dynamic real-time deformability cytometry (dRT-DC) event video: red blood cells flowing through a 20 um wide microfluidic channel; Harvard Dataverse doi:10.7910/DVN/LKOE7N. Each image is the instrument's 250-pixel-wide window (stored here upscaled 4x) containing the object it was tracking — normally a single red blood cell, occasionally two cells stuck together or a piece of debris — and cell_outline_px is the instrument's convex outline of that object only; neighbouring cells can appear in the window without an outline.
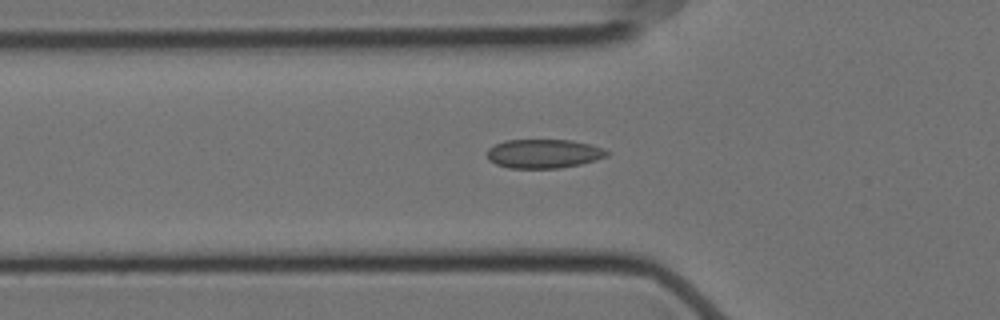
{"species": "Egyptian fruit bat (a non-hibernating species)", "species_latin": "Rousettus aegyptiacus", "temperature_condition": "cold", "stored_images_in_passage": 50, "camera_frame_rate_fps": 3000, "um_per_image_px": 0.085, "animal": {"sex": "female"}, "frame": {"image": 1, "passage_image": 17, "time_ms": 5.333, "image_size_px": [1000, 320], "cell_outline_px": [[608, 156], [596, 160], [580, 164], [560, 168], [508, 168], [496, 164], [488, 160], [488, 148], [504, 140], [572, 140], [604, 148], [608, 152]], "centroid_in_image_um": [46.21, 13.06], "position_along_channel_um": 79.6, "area_um2": 20.23}}
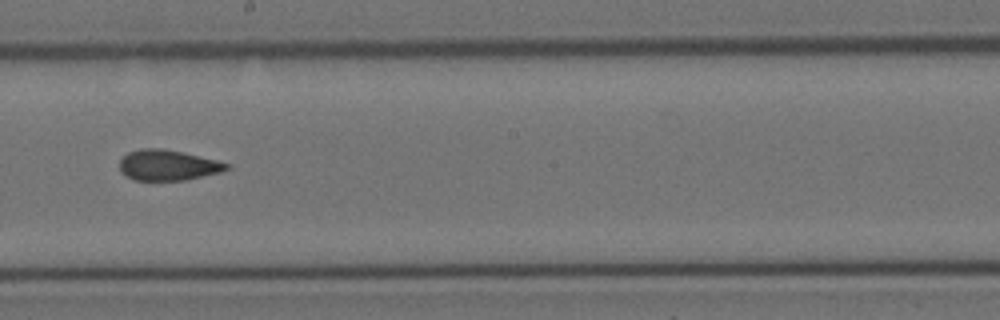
{"frame": {"image": 2, "passage_image": 30, "time_ms": 9.667, "image_size_px": [1000, 320], "cell_outline_px": [[232, 168], [220, 172], [184, 180], [132, 180], [120, 172], [120, 160], [128, 152], [140, 148], [160, 148], [184, 152], [232, 164]], "centroid_in_image_um": [14.28, 14.03], "position_along_channel_um": 233.9, "area_um2": 19.19}}
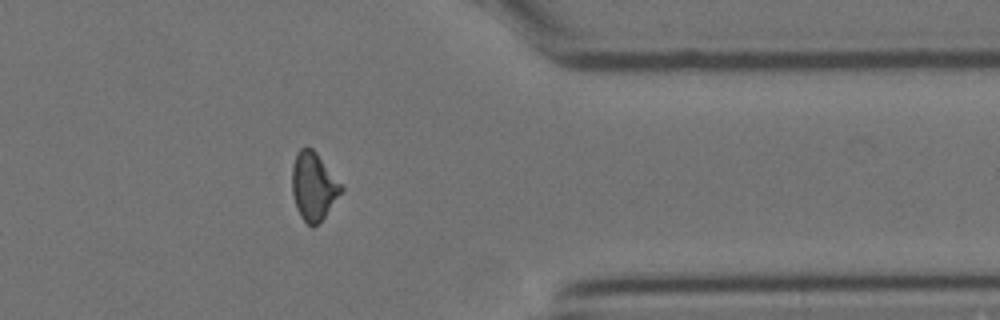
{"frame": {"image": 3, "passage_image": 44, "time_ms": 14.333, "image_size_px": [1000, 320], "cell_outline_px": [[344, 188], [324, 216], [312, 228], [300, 216], [296, 208], [292, 192], [292, 164], [296, 152], [300, 148], [312, 148], [316, 152]], "centroid_in_image_um": [26.61, 15.82], "position_along_channel_um": 384.8, "area_um2": 19.13}, "authors_computed_cell_mechanics": {"area_um2": 19.7387, "velocity_mm_per_s": 3.5353, "shape_relaxation_time_tau1_ms": null, "shape_relaxation_time_tau2_ms": 2.4099, "deformation_change_tau1": null, "deformation_change_tau2": 0.067}}